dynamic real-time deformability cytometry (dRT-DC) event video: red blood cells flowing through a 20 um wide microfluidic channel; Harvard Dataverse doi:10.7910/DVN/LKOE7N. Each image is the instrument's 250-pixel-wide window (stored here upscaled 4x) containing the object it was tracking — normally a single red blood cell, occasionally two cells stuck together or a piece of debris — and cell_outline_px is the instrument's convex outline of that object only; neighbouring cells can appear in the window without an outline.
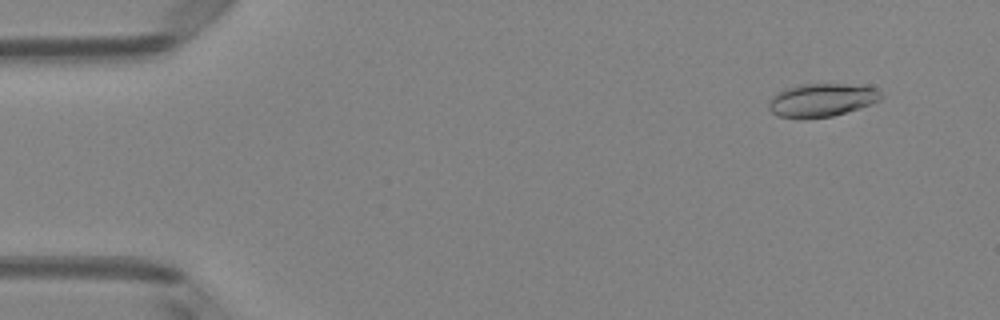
{"species": "Egyptian fruit bat (a non-hibernating species)", "species_latin": "Rousettus aegyptiacus", "temperature_condition": "room temperature", "stored_images_in_passage": 50, "camera_frame_rate_fps": 3000, "um_per_image_px": 0.085, "animal": {"sex": "female"}, "frame": {"image": 1, "passage_image": 4, "time_ms": 1.0, "image_size_px": [1000, 320], "cell_outline_px": [[884, 96], [880, 100], [872, 104], [860, 108], [832, 116], [804, 120], [780, 116], [772, 112], [768, 108], [768, 104], [772, 96], [788, 88], [800, 84], [848, 84], [876, 88]], "centroid_in_image_um": [69.86, 8.52], "position_along_channel_um": 15.1, "area_um2": 21.85}}
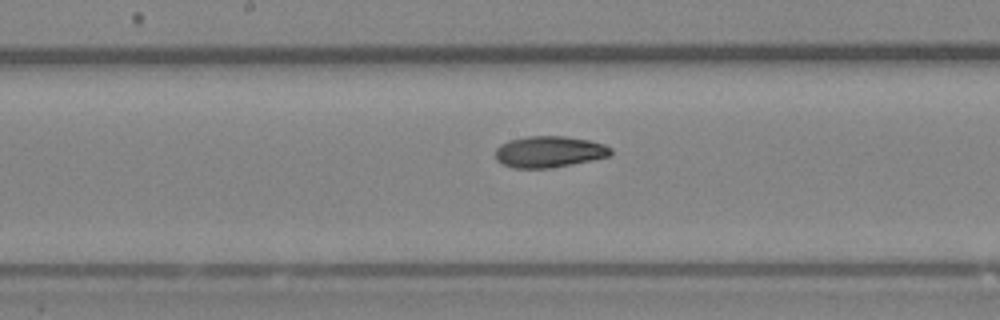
{"frame": {"image": 2, "passage_image": 26, "time_ms": 8.333, "image_size_px": [1000, 320], "cell_outline_px": [[612, 152], [608, 156], [592, 160], [548, 168], [512, 168], [496, 160], [496, 148], [500, 144], [508, 140], [528, 136], [564, 136], [588, 140], [604, 144], [612, 148]], "centroid_in_image_um": [46.66, 12.89], "position_along_channel_um": 201.5, "area_um2": 20.98}}
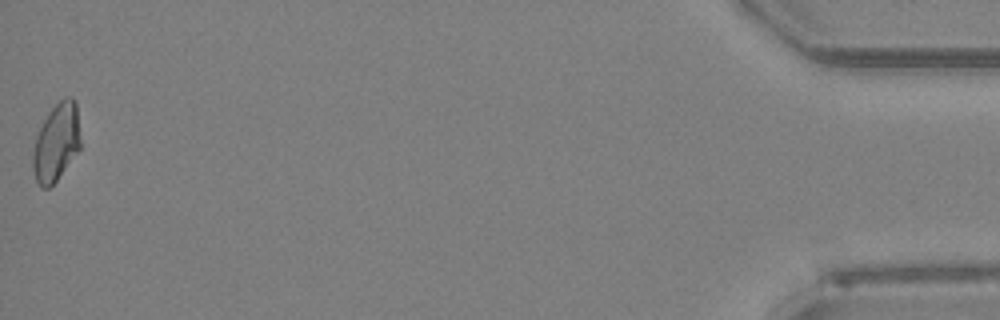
{"frame": {"image": 3, "passage_image": 50, "time_ms": 16.333, "image_size_px": [1000, 320], "cell_outline_px": [[80, 148], [56, 180], [48, 188], [40, 188], [36, 180], [32, 168], [32, 156], [36, 136], [48, 112], [64, 96], [72, 96], [76, 100], [80, 140]], "centroid_in_image_um": [4.78, 12.08], "position_along_channel_um": 430.4, "area_um2": 21.44}, "authors_computed_cell_mechanics": {"area_um2": 21.1259, "velocity_mm_per_s": 4.0461, "shape_relaxation_time_tau1_ms": 4.6467, "shape_relaxation_time_tau2_ms": 3.4883, "deformation_change_tau1": 0.1479, "deformation_change_tau2": 0.0825}}